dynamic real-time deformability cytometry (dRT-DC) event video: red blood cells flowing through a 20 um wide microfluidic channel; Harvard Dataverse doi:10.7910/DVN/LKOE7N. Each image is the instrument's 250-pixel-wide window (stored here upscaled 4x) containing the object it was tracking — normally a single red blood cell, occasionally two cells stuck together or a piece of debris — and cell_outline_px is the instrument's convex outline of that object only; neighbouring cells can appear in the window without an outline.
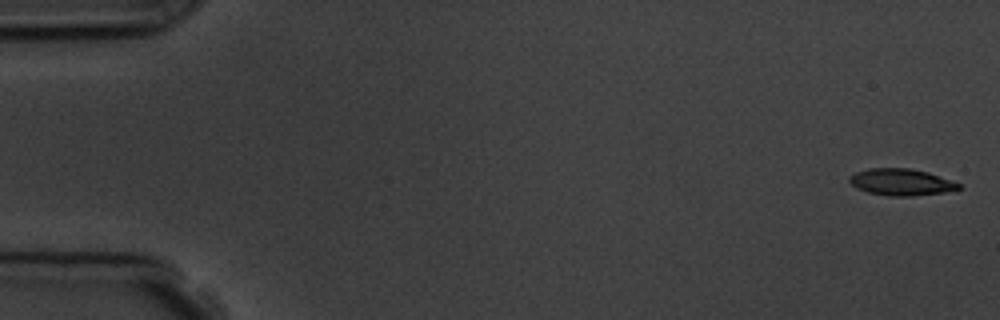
{"species": "common noctule bat (a hibernating species)", "species_latin": "Nyctalus noctula", "temperature_condition": "room temperature", "stored_images_in_passage": 5, "camera_frame_rate_fps": 3000, "um_per_image_px": 0.085, "animal": {"sex": "male", "body_mass_g": 19.5, "forearm_length_mm": 54.6}, "frame": {"image": 1, "passage_image": 1, "time_ms": 0.0, "image_size_px": [1000, 320], "cell_outline_px": [[960, 188], [956, 192], [912, 196], [888, 196], [868, 192], [856, 188], [848, 180], [848, 176], [856, 172], [868, 168], [908, 168], [928, 172], [960, 184]], "centroid_in_image_um": [76.62, 15.49], "position_along_channel_um": 8.4, "area_um2": 17.22}}
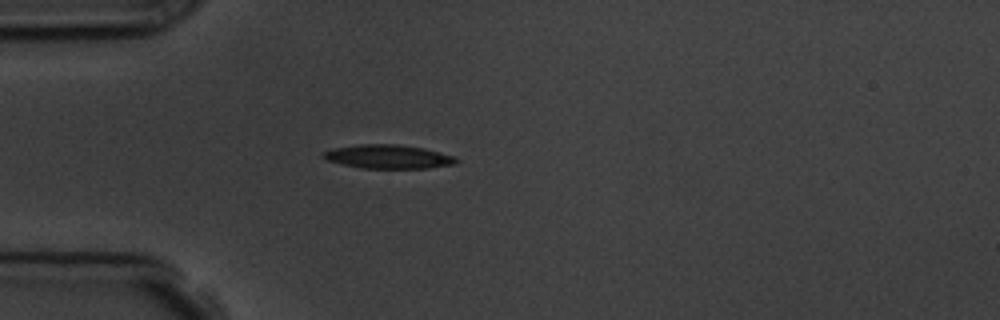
{"frame": {"image": 2, "passage_image": 5, "time_ms": 4.667, "image_size_px": [1000, 320], "cell_outline_px": [[460, 160], [456, 164], [428, 168], [360, 168], [328, 160], [320, 156], [324, 152], [332, 148], [360, 144], [396, 144], [424, 148], [456, 156]], "centroid_in_image_um": [33.04, 13.31], "position_along_channel_um": 52.0, "area_um2": 18.5}}